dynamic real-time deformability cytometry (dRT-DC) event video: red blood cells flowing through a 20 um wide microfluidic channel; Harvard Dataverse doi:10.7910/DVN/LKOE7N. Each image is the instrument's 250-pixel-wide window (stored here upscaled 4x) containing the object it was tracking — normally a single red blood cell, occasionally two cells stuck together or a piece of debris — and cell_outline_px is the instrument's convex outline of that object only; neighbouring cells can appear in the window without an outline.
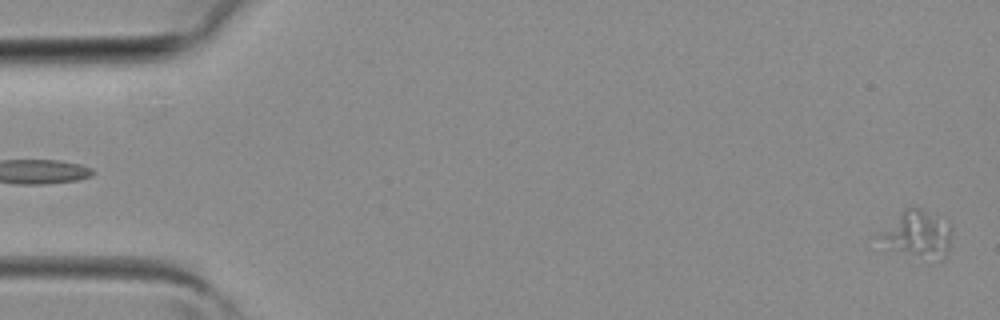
{"species": "common noctule bat (a hibernating species)", "species_latin": "Nyctalus noctula", "temperature_condition": "room temperature", "stored_images_in_passage": 40, "camera_frame_rate_fps": 3000, "um_per_image_px": 0.085, "animal": {"sex": "female", "body_mass_g": 19.3, "forearm_length_mm": 54.1}, "frame": {"image": 1, "passage_image": 1, "time_ms": 0.0, "image_size_px": [1000, 320], "cell_outline_px": [[952, 228], [948, 252], [940, 260], [920, 264], [888, 248], [876, 236], [904, 208], [920, 208], [948, 220]], "centroid_in_image_um": [78.01, 20.01], "position_along_channel_um": 7.0, "area_um2": 21.04}}
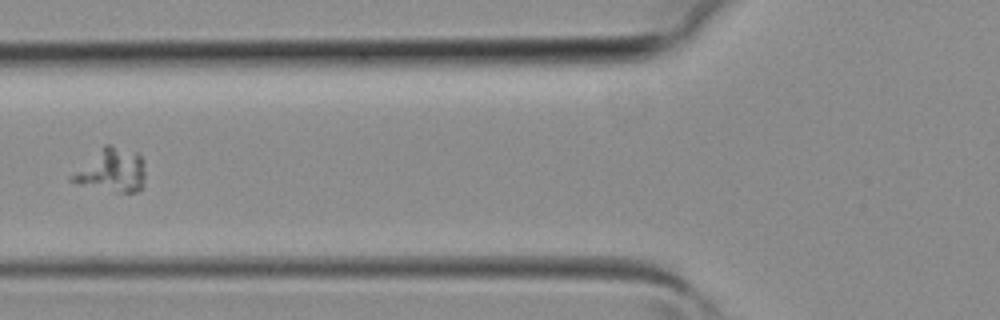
{"frame": {"image": 2, "passage_image": 16, "time_ms": 5.0, "image_size_px": [1000, 320], "cell_outline_px": [[144, 176], [140, 188], [136, 192], [116, 192], [76, 184], [68, 180], [68, 176], [104, 144], [112, 144], [140, 152], [144, 160]], "centroid_in_image_um": [9.47, 14.44], "position_along_channel_um": 116.3, "area_um2": 18.96}}
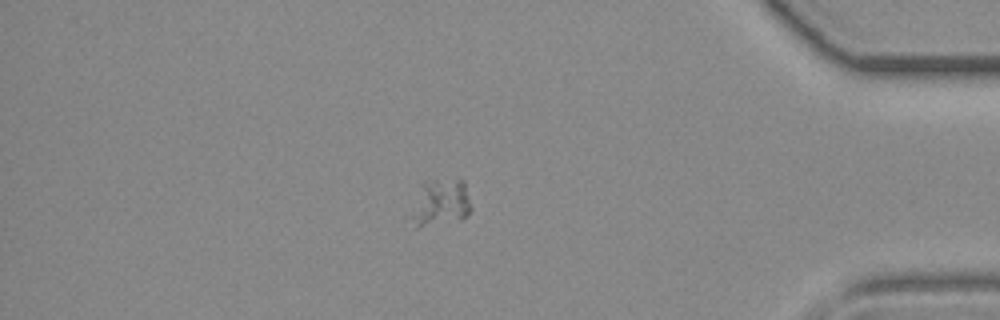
{"frame": {"image": 3, "passage_image": 35, "time_ms": 11.333, "image_size_px": [1000, 320], "cell_outline_px": [[472, 208], [468, 216], [416, 228], [416, 224], [424, 180], [460, 176], [464, 180]], "centroid_in_image_um": [37.67, 17.1], "position_along_channel_um": 397.5, "area_um2": 15.2}}